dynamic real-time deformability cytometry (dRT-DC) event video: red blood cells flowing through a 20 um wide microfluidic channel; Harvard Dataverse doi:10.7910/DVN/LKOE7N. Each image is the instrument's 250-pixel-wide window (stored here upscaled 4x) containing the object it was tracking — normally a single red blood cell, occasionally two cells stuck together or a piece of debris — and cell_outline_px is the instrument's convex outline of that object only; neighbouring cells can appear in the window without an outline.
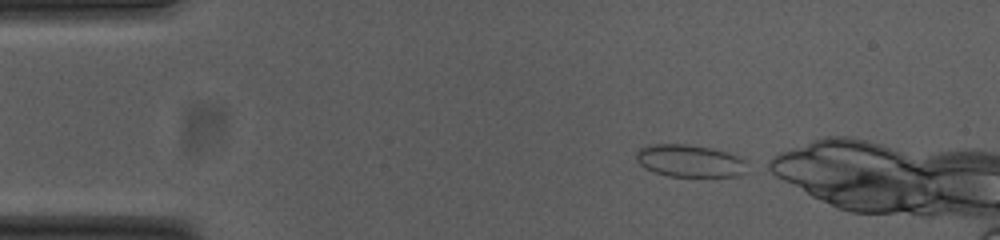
{"species": "common noctule bat (a hibernating species)", "species_latin": "Nyctalus noctula", "temperature_condition": "cold", "stored_images_in_passage": 41, "camera_frame_rate_fps": 3000, "um_per_image_px": 0.085, "animal": {"sex": "female", "body_mass_g": 23.0, "forearm_length_mm": 53.4}, "frame": {"image": 1, "passage_image": 1, "time_ms": 0.0, "image_size_px": [1000, 240], "cell_outline_px": [[744, 172], [736, 176], [668, 176], [644, 168], [636, 160], [636, 152], [640, 148], [652, 144], [688, 144], [712, 148], [728, 152], [744, 160]], "centroid_in_image_um": [58.57, 13.66], "position_along_channel_um": 26.4, "area_um2": 20.69}}
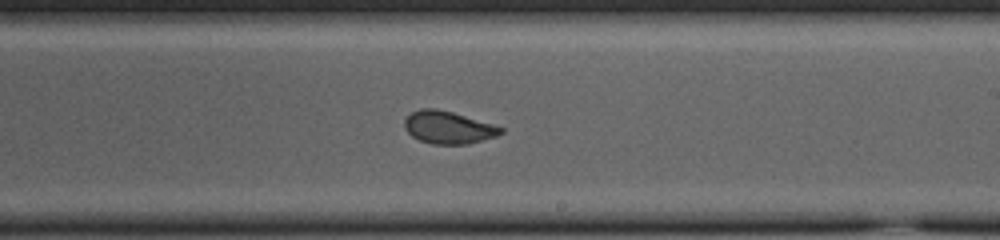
{"frame": {"image": 2, "passage_image": 24, "time_ms": 7.667, "image_size_px": [1000, 240], "cell_outline_px": [[504, 132], [496, 136], [468, 144], [432, 144], [420, 140], [412, 136], [404, 128], [404, 120], [412, 112], [420, 108], [436, 108], [452, 112], [492, 124], [504, 128]], "centroid_in_image_um": [38.09, 10.83], "position_along_channel_um": 250.9, "area_um2": 18.15}}
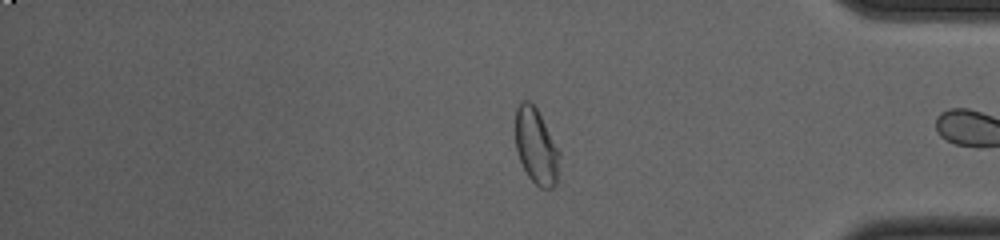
{"frame": {"image": 3, "passage_image": 37, "time_ms": 12.0, "image_size_px": [1000, 240], "cell_outline_px": [[560, 156], [556, 184], [552, 188], [540, 188], [528, 176], [520, 160], [516, 148], [516, 108], [520, 100], [528, 100], [536, 108], [560, 152]], "centroid_in_image_um": [45.57, 12.44], "position_along_channel_um": 389.6, "area_um2": 19.19}, "authors_computed_cell_mechanics": {"area_um2": 18.9584, "velocity_mm_per_s": 3.7385, "shape_relaxation_time_tau1_ms": 5.601, "shape_relaxation_time_tau2_ms": 0.8274, "deformation_change_tau1": 0.1074, "deformation_change_tau2": 0.0446}}